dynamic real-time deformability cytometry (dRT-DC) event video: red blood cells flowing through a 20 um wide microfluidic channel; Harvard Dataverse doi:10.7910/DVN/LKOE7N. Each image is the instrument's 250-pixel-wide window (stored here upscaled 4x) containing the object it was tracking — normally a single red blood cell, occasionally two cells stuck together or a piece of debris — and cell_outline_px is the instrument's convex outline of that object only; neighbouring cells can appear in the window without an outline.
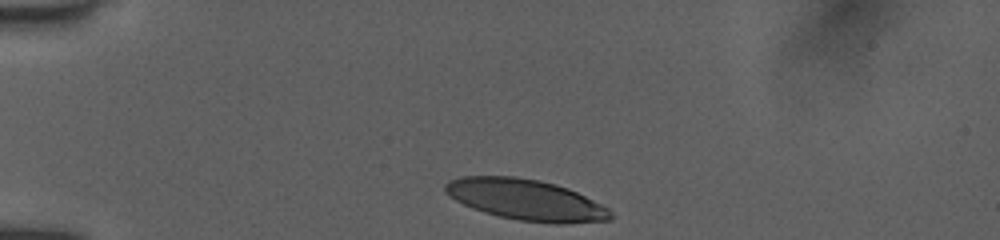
{"species": "human", "species_latin": "Homo sapiens", "temperature_condition": "room temperature", "stored_images_in_passage": 6, "camera_frame_rate_fps": 3000, "um_per_image_px": 0.085, "donor": {"sex": "female"}, "frame": {"image": 1, "passage_image": 1, "time_ms": 0.0, "image_size_px": [1000, 240], "cell_outline_px": [[612, 220], [564, 224], [556, 224], [520, 220], [500, 216], [484, 212], [472, 208], [456, 200], [444, 192], [444, 184], [448, 180], [460, 176], [516, 176], [540, 180], [556, 184], [568, 188], [608, 208], [612, 212]], "centroid_in_image_um": [44.69, 16.97], "position_along_channel_um": 40.3, "area_um2": 39.48}}
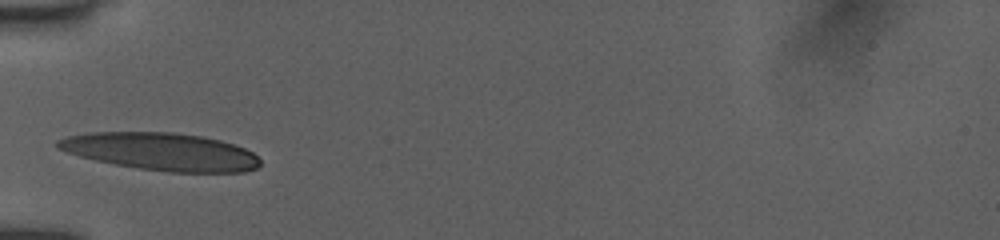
{"frame": {"image": 2, "passage_image": 4, "time_ms": 2.0, "image_size_px": [1000, 240], "cell_outline_px": [[260, 164], [256, 168], [244, 172], [168, 172], [140, 168], [116, 164], [96, 160], [80, 156], [56, 148], [56, 140], [68, 136], [88, 132], [172, 132], [200, 136], [220, 140], [244, 148], [252, 152], [260, 160]], "centroid_in_image_um": [13.69, 12.88], "position_along_channel_um": 71.3, "area_um2": 44.04}}
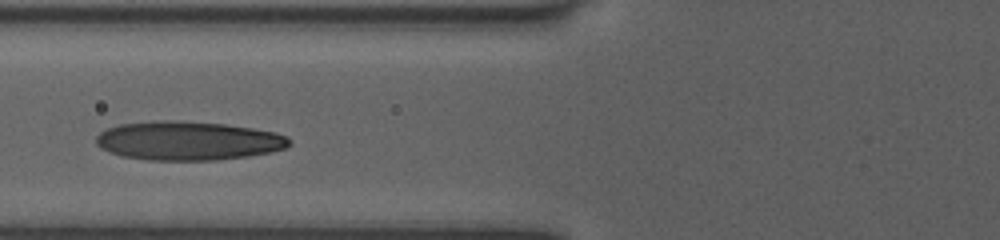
{"frame": {"image": 3, "passage_image": 5, "time_ms": 3.0, "image_size_px": [1000, 240], "cell_outline_px": [[292, 144], [288, 148], [248, 156], [216, 160], [148, 160], [120, 156], [100, 148], [96, 144], [96, 136], [100, 132], [108, 128], [120, 124], [152, 120], [172, 120], [224, 124], [252, 128], [276, 132], [288, 136], [292, 140]], "centroid_in_image_um": [16.0, 11.96], "position_along_channel_um": 109.8, "area_um2": 44.1}}